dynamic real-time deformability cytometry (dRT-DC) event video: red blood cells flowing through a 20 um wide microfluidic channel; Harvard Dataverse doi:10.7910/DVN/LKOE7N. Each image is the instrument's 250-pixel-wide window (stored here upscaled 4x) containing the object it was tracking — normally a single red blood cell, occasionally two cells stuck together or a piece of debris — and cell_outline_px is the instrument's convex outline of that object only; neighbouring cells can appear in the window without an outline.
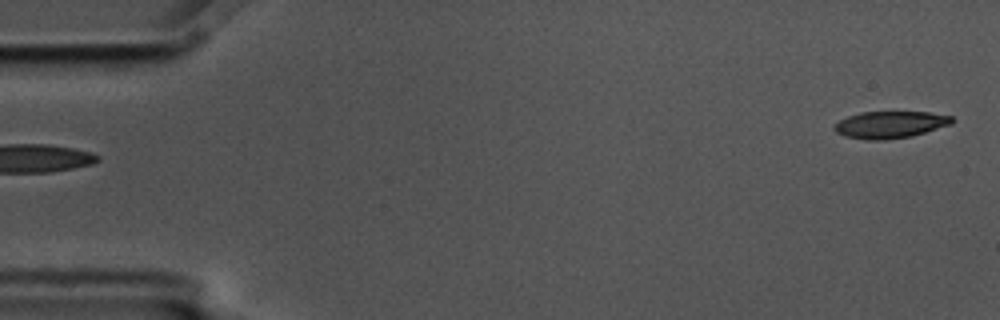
{"species": "common noctule bat (a hibernating species)", "species_latin": "Nyctalus noctula", "temperature_condition": "cold", "stored_images_in_passage": 6, "segment_of_instrument_passage": [2, 2], "camera_frame_rate_fps": 3000, "um_per_image_px": 0.085, "animal": {"sex": "male", "body_mass_g": 17.5, "forearm_length_mm": 52.3}, "frame": {"image": 1, "passage_image": 6, "time_ms": 1.667, "image_size_px": [1000, 320], "cell_outline_px": [[956, 120], [952, 124], [912, 136], [884, 140], [868, 140], [844, 136], [836, 132], [832, 128], [840, 120], [848, 116], [860, 112], [928, 112], [952, 116]], "centroid_in_image_um": [75.68, 10.6], "position_along_channel_um": 9.3, "area_um2": 18.55}}